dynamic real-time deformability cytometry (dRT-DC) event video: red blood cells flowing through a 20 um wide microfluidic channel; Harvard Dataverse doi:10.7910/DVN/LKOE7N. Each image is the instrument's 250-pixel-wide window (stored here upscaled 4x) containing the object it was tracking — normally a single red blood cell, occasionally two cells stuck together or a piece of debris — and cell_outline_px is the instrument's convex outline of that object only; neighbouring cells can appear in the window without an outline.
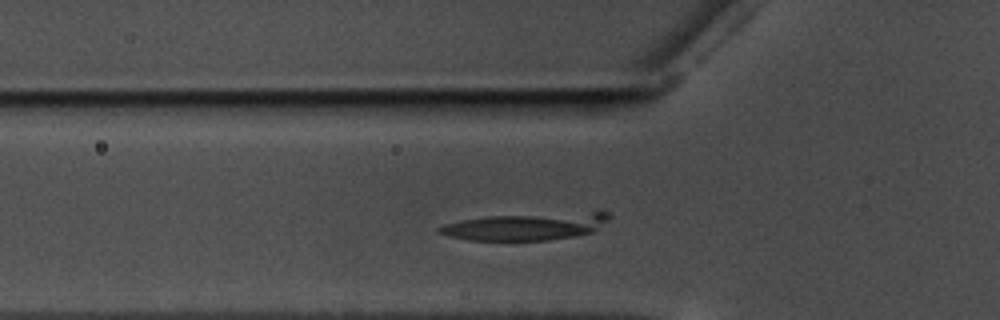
{"species": "common noctule bat (a hibernating species)", "species_latin": "Nyctalus noctula", "temperature_condition": "warm", "stored_images_in_passage": 58, "camera_frame_rate_fps": 3000, "um_per_image_px": 0.085, "animal": {"sex": "male", "body_mass_g": 17.5, "forearm_length_mm": 52.3}, "frame": {"image": 1, "passage_image": 17, "time_ms": 5.333, "image_size_px": [1000, 320], "cell_outline_px": [[612, 216], [608, 220], [592, 232], [572, 236], [548, 240], [468, 240], [448, 236], [440, 232], [436, 228], [444, 224], [464, 220], [488, 216], [596, 208], [608, 212]], "centroid_in_image_um": [44.89, 19.18], "position_along_channel_um": 80.9, "area_um2": 28.03}}
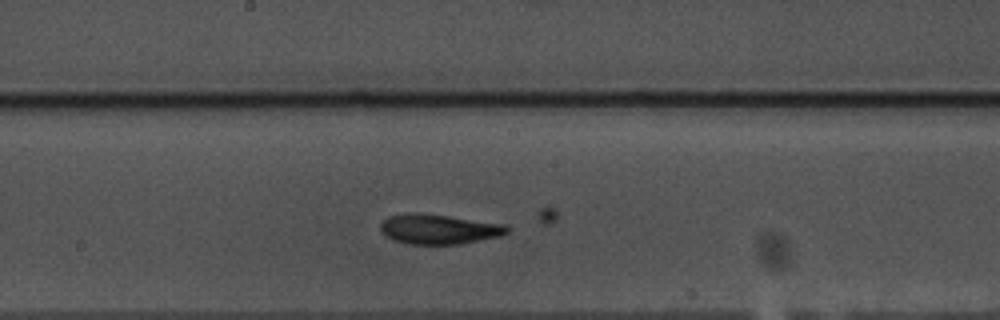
{"frame": {"image": 2, "passage_image": 28, "time_ms": 9.0, "image_size_px": [1000, 320], "cell_outline_px": [[508, 232], [500, 236], [460, 244], [408, 244], [384, 236], [380, 232], [380, 224], [388, 216], [408, 212], [416, 212], [448, 216], [504, 224], [508, 228]], "centroid_in_image_um": [37.24, 19.47], "position_along_channel_um": 211.0, "area_um2": 22.02}}
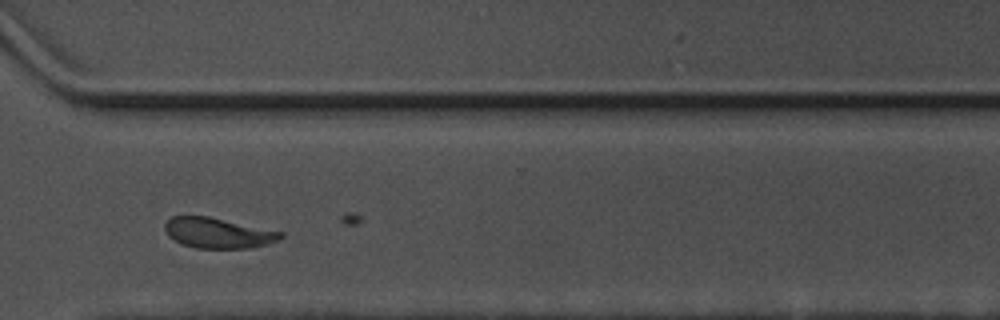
{"frame": {"image": 3, "passage_image": 40, "time_ms": 13.0, "image_size_px": [1000, 320], "cell_outline_px": [[284, 236], [276, 240], [264, 244], [248, 248], [196, 248], [184, 244], [168, 236], [164, 228], [164, 224], [172, 216], [208, 216], [284, 232]], "centroid_in_image_um": [18.51, 19.79], "position_along_channel_um": 352.1, "area_um2": 20.23}, "authors_computed_cell_mechanics": {"area_um2": 20.3456, "velocity_mm_per_s": 3.5191, "shape_relaxation_time_tau1_ms": 6.7815, "shape_relaxation_time_tau2_ms": null, "deformation_change_tau1": 0.2789, "deformation_change_tau2": null}}